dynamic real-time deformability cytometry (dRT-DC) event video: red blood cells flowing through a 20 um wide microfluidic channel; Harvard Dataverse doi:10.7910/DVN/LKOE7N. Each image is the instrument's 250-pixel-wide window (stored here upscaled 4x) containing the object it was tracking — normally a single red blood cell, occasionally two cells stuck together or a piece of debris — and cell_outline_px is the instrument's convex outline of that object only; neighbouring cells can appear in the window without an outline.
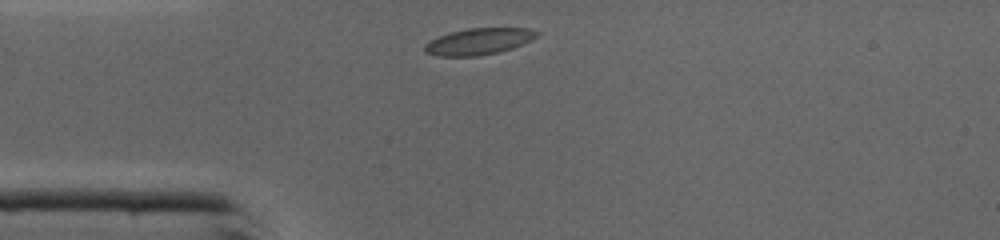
{"species": "common noctule bat (a hibernating species)", "species_latin": "Nyctalus noctula", "temperature_condition": "cold", "stored_images_in_passage": 26, "camera_frame_rate_fps": 3000, "um_per_image_px": 0.085, "animal": {"sex": "male", "body_mass_g": 19.0, "forearm_length_mm": 50.8}, "frame": {"image": 1, "passage_image": 1, "time_ms": 0.0, "image_size_px": [1000, 240], "cell_outline_px": [[540, 32], [536, 36], [512, 48], [500, 52], [480, 56], [436, 56], [424, 52], [424, 44], [440, 36], [452, 32], [468, 28], [528, 28]], "centroid_in_image_um": [40.66, 3.53], "position_along_channel_um": 44.3, "area_um2": 17.11}}
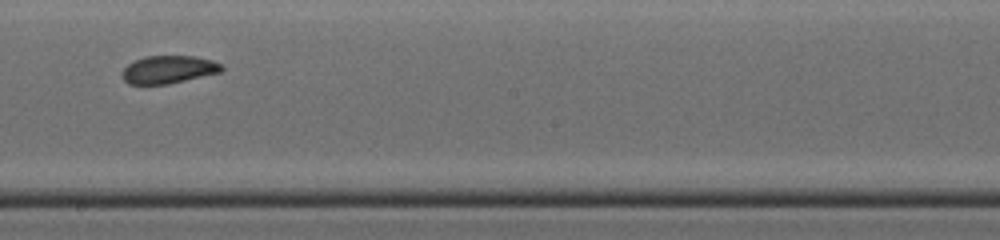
{"frame": {"image": 2, "passage_image": 15, "time_ms": 4.667, "image_size_px": [1000, 240], "cell_outline_px": [[224, 68], [220, 72], [168, 84], [128, 84], [124, 80], [124, 68], [128, 64], [144, 56], [192, 56], [212, 60], [220, 64]], "centroid_in_image_um": [14.33, 5.91], "position_along_channel_um": 233.9, "area_um2": 15.84}}
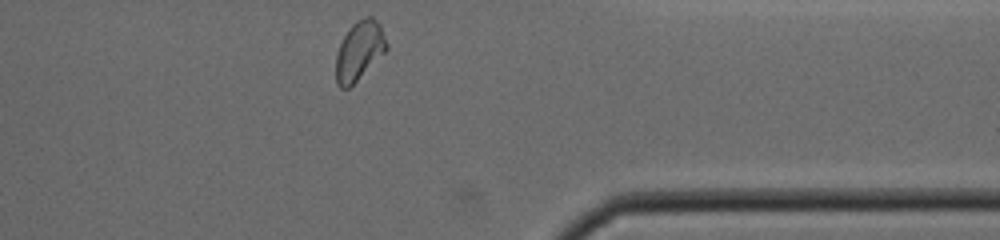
{"frame": {"image": 3, "passage_image": 26, "time_ms": 8.333, "image_size_px": [1000, 240], "cell_outline_px": [[388, 48], [348, 88], [340, 88], [336, 84], [336, 56], [340, 44], [344, 36], [352, 24], [356, 20], [368, 16], [372, 16], [380, 24], [388, 44]], "centroid_in_image_um": [30.53, 4.28], "position_along_channel_um": 380.9, "area_um2": 17.11}, "authors_computed_cell_mechanics": {"area_um2": 16.7042, "velocity_mm_per_s": 4.3624, "shape_relaxation_time_tau1_ms": 5.3696, "shape_relaxation_time_tau2_ms": 1.4728, "deformation_change_tau1": 0.1404, "deformation_change_tau2": 0.0552}}